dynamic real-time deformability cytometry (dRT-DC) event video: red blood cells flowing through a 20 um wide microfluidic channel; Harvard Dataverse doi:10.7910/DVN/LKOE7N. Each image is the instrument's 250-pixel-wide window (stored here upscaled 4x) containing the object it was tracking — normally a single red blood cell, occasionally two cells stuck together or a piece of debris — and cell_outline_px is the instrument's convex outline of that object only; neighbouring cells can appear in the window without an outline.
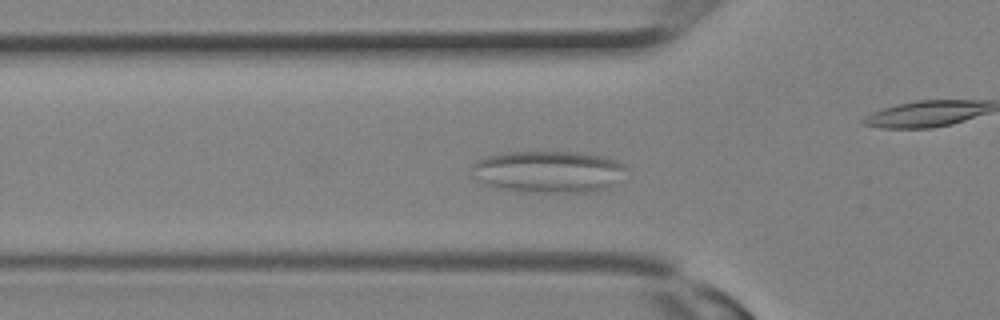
{"species": "Egyptian fruit bat (a non-hibernating species)", "species_latin": "Rousettus aegyptiacus", "temperature_condition": "room temperature", "stored_images_in_passage": 30, "segment_of_instrument_passage": [1, 2], "camera_frame_rate_fps": 3000, "um_per_image_px": 0.085, "animal": {"sex": "female"}, "frame": {"image": 1, "passage_image": 9, "time_ms": 2.667, "image_size_px": [1000, 320], "cell_outline_px": [[628, 168], [612, 188], [592, 192], [532, 192], [504, 188], [480, 184], [472, 176], [468, 168], [476, 160], [488, 156], [508, 152], [584, 152], [604, 156], [628, 164]], "centroid_in_image_um": [46.63, 14.59], "position_along_channel_um": 79.2, "area_um2": 38.44}}